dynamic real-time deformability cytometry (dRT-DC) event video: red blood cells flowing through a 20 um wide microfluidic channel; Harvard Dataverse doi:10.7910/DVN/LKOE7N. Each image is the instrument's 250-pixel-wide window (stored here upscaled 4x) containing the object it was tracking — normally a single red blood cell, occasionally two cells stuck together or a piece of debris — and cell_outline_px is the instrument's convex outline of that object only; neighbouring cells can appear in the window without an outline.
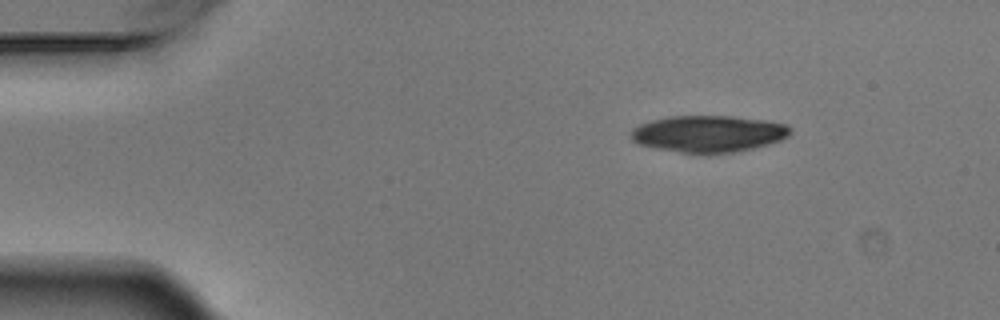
{"species": "Egyptian fruit bat (a non-hibernating species)", "species_latin": "Rousettus aegyptiacus", "temperature_condition": "warm", "stored_images_in_passage": 4, "camera_frame_rate_fps": 3000, "um_per_image_px": 0.085, "animal": {"sex": "male"}, "frame": {"image": 1, "passage_image": 1, "time_ms": 0.0, "image_size_px": [1000, 320], "cell_outline_px": [[792, 132], [788, 136], [780, 140], [768, 144], [736, 152], [708, 156], [700, 156], [656, 148], [640, 144], [632, 140], [632, 128], [640, 124], [652, 120], [668, 116], [732, 116], [768, 120], [788, 124], [792, 128]], "centroid_in_image_um": [60.26, 11.39], "position_along_channel_um": 24.7, "area_um2": 34.85}}